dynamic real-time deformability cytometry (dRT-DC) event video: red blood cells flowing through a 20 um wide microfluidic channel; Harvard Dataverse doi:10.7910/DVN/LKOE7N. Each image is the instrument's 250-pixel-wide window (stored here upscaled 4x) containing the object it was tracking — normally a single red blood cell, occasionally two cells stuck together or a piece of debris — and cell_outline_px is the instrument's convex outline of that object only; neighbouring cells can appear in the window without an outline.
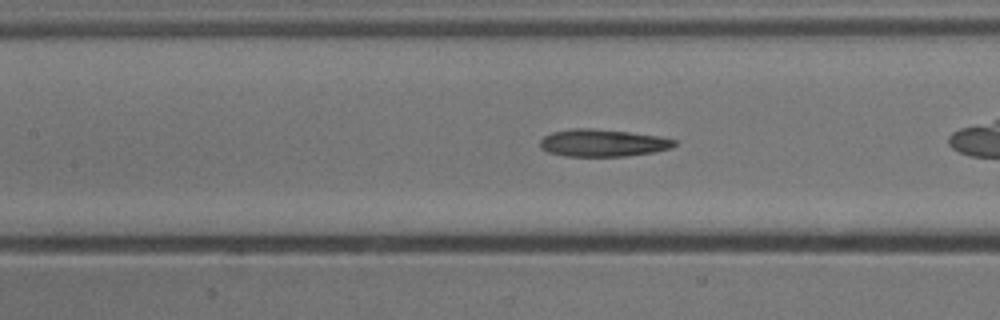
{"species": "common noctule bat (a hibernating species)", "species_latin": "Nyctalus noctula", "temperature_condition": "cold", "stored_images_in_passage": 28, "camera_frame_rate_fps": 3000, "um_per_image_px": 0.085, "animal": {"sex": "male", "body_mass_g": 13.3}, "frame": {"image": 1, "passage_image": 9, "time_ms": 2.667, "image_size_px": [1000, 320], "cell_outline_px": [[676, 144], [672, 148], [652, 152], [628, 156], [564, 156], [548, 152], [540, 148], [540, 140], [544, 136], [552, 132], [572, 128], [592, 128], [628, 132], [660, 136], [676, 140]], "centroid_in_image_um": [51.22, 12.14], "position_along_channel_um": 156.2, "area_um2": 21.44}}